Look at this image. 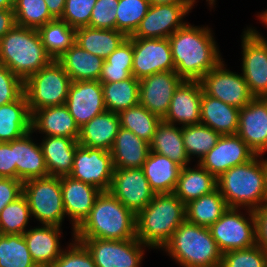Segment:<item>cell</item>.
I'll return each mask as SVG.
<instances>
[{"label": "cell", "instance_id": "6da1fadb", "mask_svg": "<svg viewBox=\"0 0 267 267\" xmlns=\"http://www.w3.org/2000/svg\"><path fill=\"white\" fill-rule=\"evenodd\" d=\"M208 26L189 22L169 38L175 72L183 80H200L224 58Z\"/></svg>", "mask_w": 267, "mask_h": 267}, {"label": "cell", "instance_id": "7a4b0ae2", "mask_svg": "<svg viewBox=\"0 0 267 267\" xmlns=\"http://www.w3.org/2000/svg\"><path fill=\"white\" fill-rule=\"evenodd\" d=\"M217 189L229 208L256 210L267 203V158L256 155L217 178Z\"/></svg>", "mask_w": 267, "mask_h": 267}, {"label": "cell", "instance_id": "3957f363", "mask_svg": "<svg viewBox=\"0 0 267 267\" xmlns=\"http://www.w3.org/2000/svg\"><path fill=\"white\" fill-rule=\"evenodd\" d=\"M73 238L128 240L136 238V215L110 191H101Z\"/></svg>", "mask_w": 267, "mask_h": 267}, {"label": "cell", "instance_id": "277c9868", "mask_svg": "<svg viewBox=\"0 0 267 267\" xmlns=\"http://www.w3.org/2000/svg\"><path fill=\"white\" fill-rule=\"evenodd\" d=\"M185 220V204L174 193L155 194L136 215V238L160 251Z\"/></svg>", "mask_w": 267, "mask_h": 267}, {"label": "cell", "instance_id": "5b68a950", "mask_svg": "<svg viewBox=\"0 0 267 267\" xmlns=\"http://www.w3.org/2000/svg\"><path fill=\"white\" fill-rule=\"evenodd\" d=\"M181 267H220L222 253L207 227L185 220L161 249Z\"/></svg>", "mask_w": 267, "mask_h": 267}, {"label": "cell", "instance_id": "8992f818", "mask_svg": "<svg viewBox=\"0 0 267 267\" xmlns=\"http://www.w3.org/2000/svg\"><path fill=\"white\" fill-rule=\"evenodd\" d=\"M52 60L37 29L15 25L0 39V62L23 81Z\"/></svg>", "mask_w": 267, "mask_h": 267}, {"label": "cell", "instance_id": "52a82bcc", "mask_svg": "<svg viewBox=\"0 0 267 267\" xmlns=\"http://www.w3.org/2000/svg\"><path fill=\"white\" fill-rule=\"evenodd\" d=\"M72 81L58 60H52L24 81V93L29 111L44 107L63 105Z\"/></svg>", "mask_w": 267, "mask_h": 267}, {"label": "cell", "instance_id": "ba28073f", "mask_svg": "<svg viewBox=\"0 0 267 267\" xmlns=\"http://www.w3.org/2000/svg\"><path fill=\"white\" fill-rule=\"evenodd\" d=\"M23 195L27 198L33 220L39 224L62 227L66 218L63 206L60 177L46 176L23 183Z\"/></svg>", "mask_w": 267, "mask_h": 267}, {"label": "cell", "instance_id": "9c48e42d", "mask_svg": "<svg viewBox=\"0 0 267 267\" xmlns=\"http://www.w3.org/2000/svg\"><path fill=\"white\" fill-rule=\"evenodd\" d=\"M241 210H246L247 212L245 211L243 214ZM209 230L222 254L227 251L245 249L256 245V220L254 210L246 208H228L227 211L209 227Z\"/></svg>", "mask_w": 267, "mask_h": 267}, {"label": "cell", "instance_id": "30bf717a", "mask_svg": "<svg viewBox=\"0 0 267 267\" xmlns=\"http://www.w3.org/2000/svg\"><path fill=\"white\" fill-rule=\"evenodd\" d=\"M257 28H244L241 35V74L254 97L267 98V37Z\"/></svg>", "mask_w": 267, "mask_h": 267}, {"label": "cell", "instance_id": "8fae6325", "mask_svg": "<svg viewBox=\"0 0 267 267\" xmlns=\"http://www.w3.org/2000/svg\"><path fill=\"white\" fill-rule=\"evenodd\" d=\"M90 252L97 267H141L148 246L137 238L111 240L99 238H74Z\"/></svg>", "mask_w": 267, "mask_h": 267}, {"label": "cell", "instance_id": "7c38bea8", "mask_svg": "<svg viewBox=\"0 0 267 267\" xmlns=\"http://www.w3.org/2000/svg\"><path fill=\"white\" fill-rule=\"evenodd\" d=\"M199 81L206 95L239 109L254 98L243 75L227 69L223 60Z\"/></svg>", "mask_w": 267, "mask_h": 267}, {"label": "cell", "instance_id": "4fadbf2b", "mask_svg": "<svg viewBox=\"0 0 267 267\" xmlns=\"http://www.w3.org/2000/svg\"><path fill=\"white\" fill-rule=\"evenodd\" d=\"M113 174L114 165L110 151L81 145L77 147L69 176L101 191H109Z\"/></svg>", "mask_w": 267, "mask_h": 267}, {"label": "cell", "instance_id": "5bb4252c", "mask_svg": "<svg viewBox=\"0 0 267 267\" xmlns=\"http://www.w3.org/2000/svg\"><path fill=\"white\" fill-rule=\"evenodd\" d=\"M194 8L192 3L151 5L131 38H169L188 22L184 21Z\"/></svg>", "mask_w": 267, "mask_h": 267}, {"label": "cell", "instance_id": "9a60e30c", "mask_svg": "<svg viewBox=\"0 0 267 267\" xmlns=\"http://www.w3.org/2000/svg\"><path fill=\"white\" fill-rule=\"evenodd\" d=\"M132 46V75L136 79L141 80L155 73L175 71L168 38H132Z\"/></svg>", "mask_w": 267, "mask_h": 267}, {"label": "cell", "instance_id": "2e32d148", "mask_svg": "<svg viewBox=\"0 0 267 267\" xmlns=\"http://www.w3.org/2000/svg\"><path fill=\"white\" fill-rule=\"evenodd\" d=\"M109 191L135 215L155 197L142 168L114 169Z\"/></svg>", "mask_w": 267, "mask_h": 267}, {"label": "cell", "instance_id": "e0dca14e", "mask_svg": "<svg viewBox=\"0 0 267 267\" xmlns=\"http://www.w3.org/2000/svg\"><path fill=\"white\" fill-rule=\"evenodd\" d=\"M255 152L237 135H221L217 144L198 162L218 178L230 168L252 160Z\"/></svg>", "mask_w": 267, "mask_h": 267}, {"label": "cell", "instance_id": "ac0fdd59", "mask_svg": "<svg viewBox=\"0 0 267 267\" xmlns=\"http://www.w3.org/2000/svg\"><path fill=\"white\" fill-rule=\"evenodd\" d=\"M183 79L175 71L155 73L139 80V104L161 119L167 114L176 88Z\"/></svg>", "mask_w": 267, "mask_h": 267}, {"label": "cell", "instance_id": "d6986e66", "mask_svg": "<svg viewBox=\"0 0 267 267\" xmlns=\"http://www.w3.org/2000/svg\"><path fill=\"white\" fill-rule=\"evenodd\" d=\"M65 105L75 123L79 128L82 127L93 117L107 111L102 83L98 80L72 82Z\"/></svg>", "mask_w": 267, "mask_h": 267}, {"label": "cell", "instance_id": "ffe728a7", "mask_svg": "<svg viewBox=\"0 0 267 267\" xmlns=\"http://www.w3.org/2000/svg\"><path fill=\"white\" fill-rule=\"evenodd\" d=\"M236 134L256 155L267 152V98L254 97L240 109Z\"/></svg>", "mask_w": 267, "mask_h": 267}, {"label": "cell", "instance_id": "44dd1931", "mask_svg": "<svg viewBox=\"0 0 267 267\" xmlns=\"http://www.w3.org/2000/svg\"><path fill=\"white\" fill-rule=\"evenodd\" d=\"M203 89L198 80H183L176 88L169 110L162 119L178 126L200 123Z\"/></svg>", "mask_w": 267, "mask_h": 267}, {"label": "cell", "instance_id": "7402d4cb", "mask_svg": "<svg viewBox=\"0 0 267 267\" xmlns=\"http://www.w3.org/2000/svg\"><path fill=\"white\" fill-rule=\"evenodd\" d=\"M60 183L64 210L74 235L75 229L89 215L101 190L69 175L60 176Z\"/></svg>", "mask_w": 267, "mask_h": 267}, {"label": "cell", "instance_id": "603a6c76", "mask_svg": "<svg viewBox=\"0 0 267 267\" xmlns=\"http://www.w3.org/2000/svg\"><path fill=\"white\" fill-rule=\"evenodd\" d=\"M63 229L56 225L41 224L30 227L24 234L28 250L38 267H51L59 258L64 247L61 246Z\"/></svg>", "mask_w": 267, "mask_h": 267}, {"label": "cell", "instance_id": "cb8c5ba5", "mask_svg": "<svg viewBox=\"0 0 267 267\" xmlns=\"http://www.w3.org/2000/svg\"><path fill=\"white\" fill-rule=\"evenodd\" d=\"M31 131L43 136H60L78 140L80 128L65 104L44 107L31 114Z\"/></svg>", "mask_w": 267, "mask_h": 267}, {"label": "cell", "instance_id": "d4e9b609", "mask_svg": "<svg viewBox=\"0 0 267 267\" xmlns=\"http://www.w3.org/2000/svg\"><path fill=\"white\" fill-rule=\"evenodd\" d=\"M32 131L14 140V163L16 179L23 183L36 178L49 176L40 143L33 139ZM36 142V143H35Z\"/></svg>", "mask_w": 267, "mask_h": 267}, {"label": "cell", "instance_id": "484cf974", "mask_svg": "<svg viewBox=\"0 0 267 267\" xmlns=\"http://www.w3.org/2000/svg\"><path fill=\"white\" fill-rule=\"evenodd\" d=\"M149 152L148 142L123 127H120L110 149L114 169L142 168Z\"/></svg>", "mask_w": 267, "mask_h": 267}, {"label": "cell", "instance_id": "4316f807", "mask_svg": "<svg viewBox=\"0 0 267 267\" xmlns=\"http://www.w3.org/2000/svg\"><path fill=\"white\" fill-rule=\"evenodd\" d=\"M120 127L118 113L105 111L80 127L78 143L110 151Z\"/></svg>", "mask_w": 267, "mask_h": 267}, {"label": "cell", "instance_id": "83f0119b", "mask_svg": "<svg viewBox=\"0 0 267 267\" xmlns=\"http://www.w3.org/2000/svg\"><path fill=\"white\" fill-rule=\"evenodd\" d=\"M40 139L48 174L58 177L69 175L79 146L78 140L60 136H43Z\"/></svg>", "mask_w": 267, "mask_h": 267}, {"label": "cell", "instance_id": "f1b7e54d", "mask_svg": "<svg viewBox=\"0 0 267 267\" xmlns=\"http://www.w3.org/2000/svg\"><path fill=\"white\" fill-rule=\"evenodd\" d=\"M240 109L230 106L203 92L201 98L200 123L210 127L220 135L237 133Z\"/></svg>", "mask_w": 267, "mask_h": 267}, {"label": "cell", "instance_id": "f546056e", "mask_svg": "<svg viewBox=\"0 0 267 267\" xmlns=\"http://www.w3.org/2000/svg\"><path fill=\"white\" fill-rule=\"evenodd\" d=\"M182 166L166 156L149 152L142 166L145 177L155 194L174 193Z\"/></svg>", "mask_w": 267, "mask_h": 267}, {"label": "cell", "instance_id": "4dcf8cb0", "mask_svg": "<svg viewBox=\"0 0 267 267\" xmlns=\"http://www.w3.org/2000/svg\"><path fill=\"white\" fill-rule=\"evenodd\" d=\"M216 189L217 178L199 163H195L193 167H182L174 194L186 205Z\"/></svg>", "mask_w": 267, "mask_h": 267}, {"label": "cell", "instance_id": "1f68e13d", "mask_svg": "<svg viewBox=\"0 0 267 267\" xmlns=\"http://www.w3.org/2000/svg\"><path fill=\"white\" fill-rule=\"evenodd\" d=\"M31 131V113L25 93L0 106V142H11Z\"/></svg>", "mask_w": 267, "mask_h": 267}, {"label": "cell", "instance_id": "d6a6232c", "mask_svg": "<svg viewBox=\"0 0 267 267\" xmlns=\"http://www.w3.org/2000/svg\"><path fill=\"white\" fill-rule=\"evenodd\" d=\"M70 80H98L101 76L104 59L85 51L76 43L58 59Z\"/></svg>", "mask_w": 267, "mask_h": 267}, {"label": "cell", "instance_id": "836d02e7", "mask_svg": "<svg viewBox=\"0 0 267 267\" xmlns=\"http://www.w3.org/2000/svg\"><path fill=\"white\" fill-rule=\"evenodd\" d=\"M149 145L151 152L166 156L182 167L193 162L185 151L181 126L169 124L162 120L158 124Z\"/></svg>", "mask_w": 267, "mask_h": 267}, {"label": "cell", "instance_id": "e575fe53", "mask_svg": "<svg viewBox=\"0 0 267 267\" xmlns=\"http://www.w3.org/2000/svg\"><path fill=\"white\" fill-rule=\"evenodd\" d=\"M127 37L118 30L82 27L76 29V44L102 59L113 53Z\"/></svg>", "mask_w": 267, "mask_h": 267}, {"label": "cell", "instance_id": "d590c367", "mask_svg": "<svg viewBox=\"0 0 267 267\" xmlns=\"http://www.w3.org/2000/svg\"><path fill=\"white\" fill-rule=\"evenodd\" d=\"M228 208L224 197L216 189L185 205L186 220L190 223L209 228Z\"/></svg>", "mask_w": 267, "mask_h": 267}, {"label": "cell", "instance_id": "8d00e7d4", "mask_svg": "<svg viewBox=\"0 0 267 267\" xmlns=\"http://www.w3.org/2000/svg\"><path fill=\"white\" fill-rule=\"evenodd\" d=\"M42 44L53 60H58L76 42V29L61 19H54L38 29Z\"/></svg>", "mask_w": 267, "mask_h": 267}, {"label": "cell", "instance_id": "74e56055", "mask_svg": "<svg viewBox=\"0 0 267 267\" xmlns=\"http://www.w3.org/2000/svg\"><path fill=\"white\" fill-rule=\"evenodd\" d=\"M107 111L119 113L139 104V80L133 75L123 81L102 83Z\"/></svg>", "mask_w": 267, "mask_h": 267}, {"label": "cell", "instance_id": "f35d334b", "mask_svg": "<svg viewBox=\"0 0 267 267\" xmlns=\"http://www.w3.org/2000/svg\"><path fill=\"white\" fill-rule=\"evenodd\" d=\"M132 66V38L127 37L104 61L99 81L101 83H112L126 80L132 76Z\"/></svg>", "mask_w": 267, "mask_h": 267}, {"label": "cell", "instance_id": "ab89813d", "mask_svg": "<svg viewBox=\"0 0 267 267\" xmlns=\"http://www.w3.org/2000/svg\"><path fill=\"white\" fill-rule=\"evenodd\" d=\"M219 133L204 124L182 126L185 151L192 161L198 163L217 144ZM197 158L196 160L194 158Z\"/></svg>", "mask_w": 267, "mask_h": 267}, {"label": "cell", "instance_id": "60d3db41", "mask_svg": "<svg viewBox=\"0 0 267 267\" xmlns=\"http://www.w3.org/2000/svg\"><path fill=\"white\" fill-rule=\"evenodd\" d=\"M120 126L132 131L136 136L150 143L162 119L142 105L125 109L118 113Z\"/></svg>", "mask_w": 267, "mask_h": 267}, {"label": "cell", "instance_id": "b9f144b4", "mask_svg": "<svg viewBox=\"0 0 267 267\" xmlns=\"http://www.w3.org/2000/svg\"><path fill=\"white\" fill-rule=\"evenodd\" d=\"M0 267H38L23 234H0Z\"/></svg>", "mask_w": 267, "mask_h": 267}, {"label": "cell", "instance_id": "7bdbcfd3", "mask_svg": "<svg viewBox=\"0 0 267 267\" xmlns=\"http://www.w3.org/2000/svg\"><path fill=\"white\" fill-rule=\"evenodd\" d=\"M32 220L27 198L22 194L6 205L0 213V234H24Z\"/></svg>", "mask_w": 267, "mask_h": 267}, {"label": "cell", "instance_id": "ee69618b", "mask_svg": "<svg viewBox=\"0 0 267 267\" xmlns=\"http://www.w3.org/2000/svg\"><path fill=\"white\" fill-rule=\"evenodd\" d=\"M13 11L16 25L32 29H39L46 23L53 21L45 0H14Z\"/></svg>", "mask_w": 267, "mask_h": 267}, {"label": "cell", "instance_id": "f6af8a7d", "mask_svg": "<svg viewBox=\"0 0 267 267\" xmlns=\"http://www.w3.org/2000/svg\"><path fill=\"white\" fill-rule=\"evenodd\" d=\"M151 4L148 0H119L116 18V30L126 37L134 34Z\"/></svg>", "mask_w": 267, "mask_h": 267}, {"label": "cell", "instance_id": "bcb514c9", "mask_svg": "<svg viewBox=\"0 0 267 267\" xmlns=\"http://www.w3.org/2000/svg\"><path fill=\"white\" fill-rule=\"evenodd\" d=\"M220 267H267V251L256 244L224 252Z\"/></svg>", "mask_w": 267, "mask_h": 267}, {"label": "cell", "instance_id": "7dc6e473", "mask_svg": "<svg viewBox=\"0 0 267 267\" xmlns=\"http://www.w3.org/2000/svg\"><path fill=\"white\" fill-rule=\"evenodd\" d=\"M71 237L72 243H68V247L65 246L51 267H97L86 247Z\"/></svg>", "mask_w": 267, "mask_h": 267}, {"label": "cell", "instance_id": "c3c4849f", "mask_svg": "<svg viewBox=\"0 0 267 267\" xmlns=\"http://www.w3.org/2000/svg\"><path fill=\"white\" fill-rule=\"evenodd\" d=\"M97 0H66L61 20L72 28L87 27Z\"/></svg>", "mask_w": 267, "mask_h": 267}, {"label": "cell", "instance_id": "681fc988", "mask_svg": "<svg viewBox=\"0 0 267 267\" xmlns=\"http://www.w3.org/2000/svg\"><path fill=\"white\" fill-rule=\"evenodd\" d=\"M118 4L119 0H97L88 26L116 30Z\"/></svg>", "mask_w": 267, "mask_h": 267}, {"label": "cell", "instance_id": "f907efd6", "mask_svg": "<svg viewBox=\"0 0 267 267\" xmlns=\"http://www.w3.org/2000/svg\"><path fill=\"white\" fill-rule=\"evenodd\" d=\"M24 93V81L0 62V106L17 100Z\"/></svg>", "mask_w": 267, "mask_h": 267}, {"label": "cell", "instance_id": "816d5d0a", "mask_svg": "<svg viewBox=\"0 0 267 267\" xmlns=\"http://www.w3.org/2000/svg\"><path fill=\"white\" fill-rule=\"evenodd\" d=\"M23 194V182L19 179L0 177V213L9 203Z\"/></svg>", "mask_w": 267, "mask_h": 267}, {"label": "cell", "instance_id": "f5cc1de1", "mask_svg": "<svg viewBox=\"0 0 267 267\" xmlns=\"http://www.w3.org/2000/svg\"><path fill=\"white\" fill-rule=\"evenodd\" d=\"M0 177L16 179L14 140L11 142H0Z\"/></svg>", "mask_w": 267, "mask_h": 267}, {"label": "cell", "instance_id": "db71d44e", "mask_svg": "<svg viewBox=\"0 0 267 267\" xmlns=\"http://www.w3.org/2000/svg\"><path fill=\"white\" fill-rule=\"evenodd\" d=\"M256 220V244L267 251V203L254 210Z\"/></svg>", "mask_w": 267, "mask_h": 267}, {"label": "cell", "instance_id": "11a10c76", "mask_svg": "<svg viewBox=\"0 0 267 267\" xmlns=\"http://www.w3.org/2000/svg\"><path fill=\"white\" fill-rule=\"evenodd\" d=\"M16 25L13 9H0V39Z\"/></svg>", "mask_w": 267, "mask_h": 267}, {"label": "cell", "instance_id": "9f6ffc18", "mask_svg": "<svg viewBox=\"0 0 267 267\" xmlns=\"http://www.w3.org/2000/svg\"><path fill=\"white\" fill-rule=\"evenodd\" d=\"M50 15L54 19L62 17L66 0H45Z\"/></svg>", "mask_w": 267, "mask_h": 267}, {"label": "cell", "instance_id": "6f0895ef", "mask_svg": "<svg viewBox=\"0 0 267 267\" xmlns=\"http://www.w3.org/2000/svg\"><path fill=\"white\" fill-rule=\"evenodd\" d=\"M151 5H161V4H175V3H191L188 0H148Z\"/></svg>", "mask_w": 267, "mask_h": 267}, {"label": "cell", "instance_id": "680465c9", "mask_svg": "<svg viewBox=\"0 0 267 267\" xmlns=\"http://www.w3.org/2000/svg\"><path fill=\"white\" fill-rule=\"evenodd\" d=\"M14 0H0V9H13Z\"/></svg>", "mask_w": 267, "mask_h": 267}, {"label": "cell", "instance_id": "91938a15", "mask_svg": "<svg viewBox=\"0 0 267 267\" xmlns=\"http://www.w3.org/2000/svg\"><path fill=\"white\" fill-rule=\"evenodd\" d=\"M259 21H261L264 25V27L267 28V9L265 11L258 12L257 16Z\"/></svg>", "mask_w": 267, "mask_h": 267}, {"label": "cell", "instance_id": "94428289", "mask_svg": "<svg viewBox=\"0 0 267 267\" xmlns=\"http://www.w3.org/2000/svg\"><path fill=\"white\" fill-rule=\"evenodd\" d=\"M190 1L194 6L197 4L198 0H188ZM208 3L207 5L210 7V11L212 8H215V5H216V1L217 0H206ZM214 6V7H213Z\"/></svg>", "mask_w": 267, "mask_h": 267}]
</instances>
